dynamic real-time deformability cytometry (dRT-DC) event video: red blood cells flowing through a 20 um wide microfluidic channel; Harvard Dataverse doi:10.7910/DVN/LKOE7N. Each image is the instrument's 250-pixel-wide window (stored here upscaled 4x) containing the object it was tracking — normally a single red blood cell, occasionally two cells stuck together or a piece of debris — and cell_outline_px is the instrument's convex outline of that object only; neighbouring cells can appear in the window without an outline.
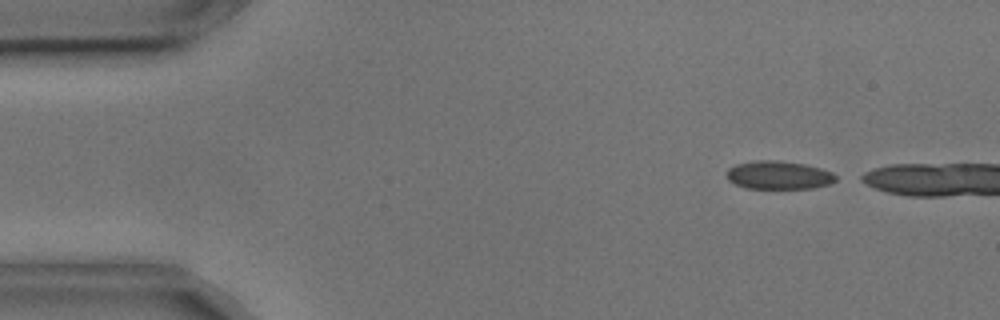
{"species": "common noctule bat (a hibernating species)", "species_latin": "Nyctalus noctula", "temperature_condition": "cold", "stored_images_in_passage": 2, "camera_frame_rate_fps": 3000, "um_per_image_px": 0.085, "animal": {"sex": "male", "body_mass_g": 17.9, "forearm_length_mm": 54.2}, "frame": {"image": 1, "passage_image": 1, "time_ms": 0.0, "image_size_px": [1000, 320], "cell_outline_px": [[836, 180], [828, 184], [812, 188], [744, 188], [728, 180], [728, 168], [736, 164], [752, 160], [776, 160], [804, 164], [820, 168], [832, 172], [836, 176]], "centroid_in_image_um": [66.17, 14.88], "position_along_channel_um": 18.8, "area_um2": 17.86}}